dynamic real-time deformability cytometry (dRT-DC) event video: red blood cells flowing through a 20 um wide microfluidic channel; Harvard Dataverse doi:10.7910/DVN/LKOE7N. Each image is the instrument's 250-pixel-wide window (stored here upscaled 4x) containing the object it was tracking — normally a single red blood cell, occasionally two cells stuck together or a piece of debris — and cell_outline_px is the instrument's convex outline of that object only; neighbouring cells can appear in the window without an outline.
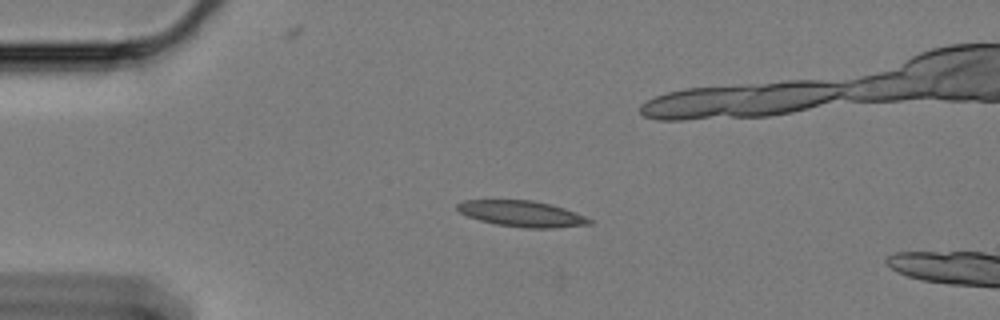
{"species": "Egyptian fruit bat (a non-hibernating species)", "species_latin": "Rousettus aegyptiacus", "temperature_condition": "cold", "stored_images_in_passage": 48, "camera_frame_rate_fps": 3000, "um_per_image_px": 0.085, "animal": {"sex": "female"}, "frame": {"image": 1, "passage_image": 1, "time_ms": 0.0, "image_size_px": [1000, 320], "cell_outline_px": [[592, 224], [552, 228], [524, 228], [496, 224], [480, 220], [468, 216], [460, 212], [456, 208], [456, 204], [464, 200], [532, 200], [564, 208], [584, 216], [592, 220]], "centroid_in_image_um": [44.34, 18.17], "position_along_channel_um": 40.7, "area_um2": 19.83}}
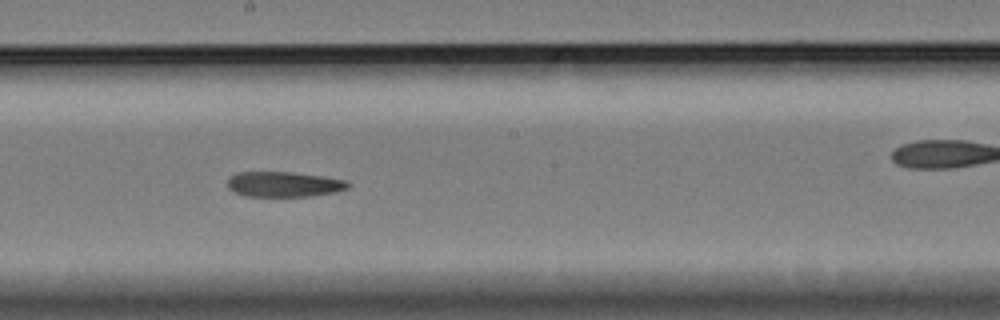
{"frame": {"image": 2, "passage_image": 20, "time_ms": 6.333, "image_size_px": [1000, 320], "cell_outline_px": [[352, 184], [348, 188], [336, 192], [312, 196], [244, 196], [228, 188], [228, 180], [236, 172], [292, 172], [348, 180]], "centroid_in_image_um": [24.18, 15.66], "position_along_channel_um": 224.0, "area_um2": 17.74}}
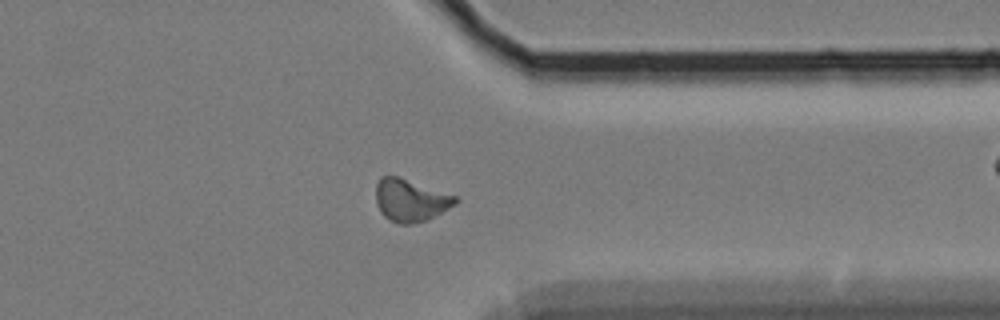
{"frame": {"image": 3, "passage_image": 34, "time_ms": 11.0, "image_size_px": [1000, 320], "cell_outline_px": [[460, 200], [456, 204], [424, 220], [412, 224], [400, 224], [384, 216], [380, 212], [376, 200], [376, 184], [380, 176], [396, 176], [460, 196]], "centroid_in_image_um": [34.91, 17.0], "position_along_channel_um": 376.5, "area_um2": 19.54}}